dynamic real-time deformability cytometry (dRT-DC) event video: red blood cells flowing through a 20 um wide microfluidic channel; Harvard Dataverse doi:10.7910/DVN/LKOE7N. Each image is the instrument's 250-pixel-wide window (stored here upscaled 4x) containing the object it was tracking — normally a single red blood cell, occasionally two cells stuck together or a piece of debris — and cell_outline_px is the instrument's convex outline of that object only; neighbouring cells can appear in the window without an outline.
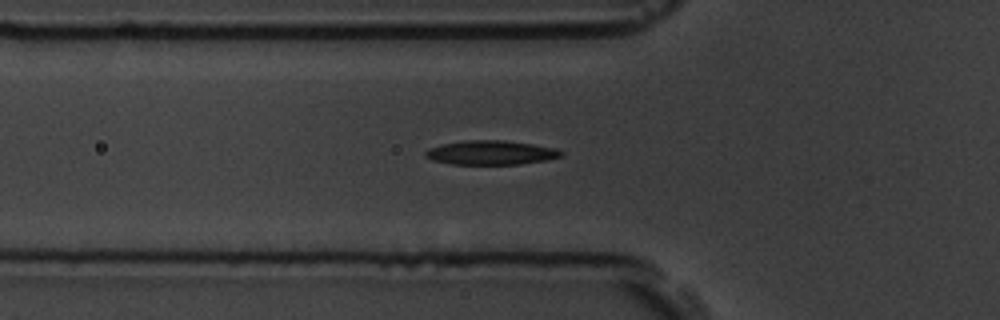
{"species": "common noctule bat (a hibernating species)", "species_latin": "Nyctalus noctula", "temperature_condition": "room temperature", "stored_images_in_passage": 38, "camera_frame_rate_fps": 3000, "um_per_image_px": 0.085, "animal": {"sex": "male", "body_mass_g": 19.5, "forearm_length_mm": 54.6}, "frame": {"image": 1, "passage_image": 2, "time_ms": 0.333, "image_size_px": [1000, 320], "cell_outline_px": [[564, 152], [560, 156], [548, 160], [520, 164], [452, 164], [432, 160], [424, 156], [424, 152], [428, 148], [440, 144], [464, 140], [504, 140], [532, 144], [556, 148]], "centroid_in_image_um": [41.7, 12.97], "position_along_channel_um": 84.1, "area_um2": 19.25}}
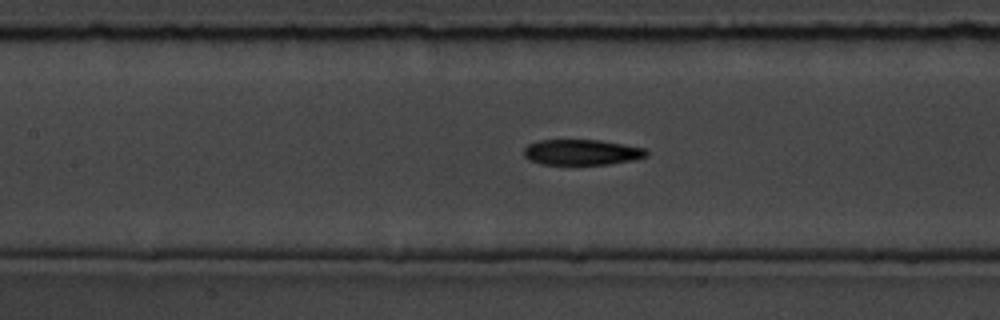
{"frame": {"image": 2, "passage_image": 8, "time_ms": 2.333, "image_size_px": [1000, 320], "cell_outline_px": [[648, 156], [632, 160], [608, 164], [540, 164], [524, 156], [524, 148], [528, 144], [540, 140], [600, 140], [644, 148], [648, 152]], "centroid_in_image_um": [49.44, 12.93], "position_along_channel_um": 158.0, "area_um2": 18.09}}
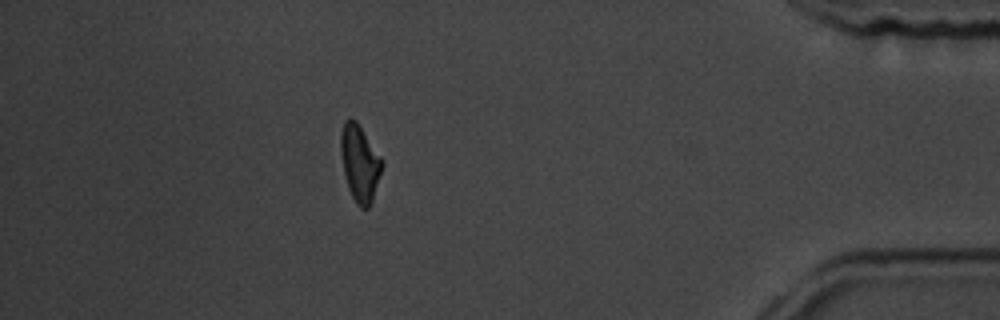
{"frame": {"image": 3, "passage_image": 32, "time_ms": 10.333, "image_size_px": [1000, 320], "cell_outline_px": [[384, 164], [372, 200], [368, 208], [360, 208], [356, 204], [348, 188], [344, 172], [340, 152], [340, 132], [344, 120], [348, 116], [356, 120], [384, 160]], "centroid_in_image_um": [30.58, 13.82], "position_along_channel_um": 404.6, "area_um2": 18.67}, "authors_computed_cell_mechanics": {"area_um2": 18.3515, "velocity_mm_per_s": 3.6682, "shape_relaxation_time_tau1_ms": 2.9739, "shape_relaxation_time_tau2_ms": 2.1778, "deformation_change_tau1": 0.1251, "deformation_change_tau2": 0.0862}}